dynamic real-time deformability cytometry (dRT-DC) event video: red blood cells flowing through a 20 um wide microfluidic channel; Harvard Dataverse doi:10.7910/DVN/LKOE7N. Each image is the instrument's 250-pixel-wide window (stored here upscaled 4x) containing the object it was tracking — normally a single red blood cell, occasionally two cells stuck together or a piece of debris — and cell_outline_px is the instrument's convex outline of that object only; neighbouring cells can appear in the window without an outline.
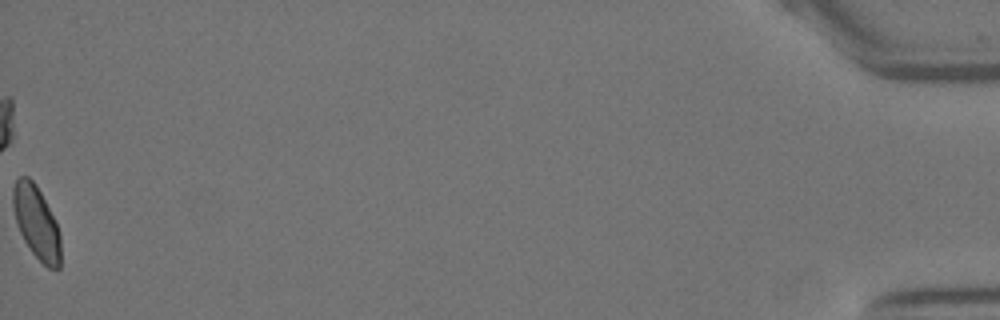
{"species": "Egyptian fruit bat (a non-hibernating species)", "species_latin": "Rousettus aegyptiacus", "temperature_condition": "warm", "stored_images_in_passage": 57, "camera_frame_rate_fps": 3000, "um_per_image_px": 0.085, "animal": {"sex": "female"}, "frame": {"image": 1, "passage_image": 57, "time_ms": 18.667, "image_size_px": [1000, 320], "cell_outline_px": [[60, 268], [48, 268], [32, 252], [24, 240], [20, 232], [16, 220], [12, 204], [12, 188], [16, 180], [20, 176], [28, 176], [36, 184], [56, 220], [60, 236]], "centroid_in_image_um": [3.09, 18.87], "position_along_channel_um": 432.1, "area_um2": 20.17}, "authors_computed_cell_mechanics": {"area_um2": 20.7502, "velocity_mm_per_s": 3.5097, "shape_relaxation_time_tau1_ms": 7.3405, "shape_relaxation_time_tau2_ms": 0.7105, "deformation_change_tau1": 0.1104, "deformation_change_tau2": 0.0468}}